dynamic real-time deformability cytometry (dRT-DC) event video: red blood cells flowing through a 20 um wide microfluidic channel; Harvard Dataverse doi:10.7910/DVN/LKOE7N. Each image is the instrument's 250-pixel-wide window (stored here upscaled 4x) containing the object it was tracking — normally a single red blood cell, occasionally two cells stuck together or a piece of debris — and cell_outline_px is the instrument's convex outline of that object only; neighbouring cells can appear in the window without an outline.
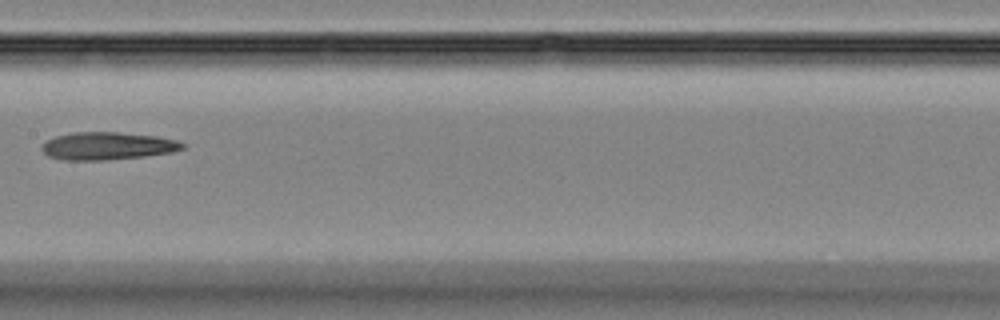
{"species": "Egyptian fruit bat (a non-hibernating species)", "species_latin": "Rousettus aegyptiacus", "temperature_condition": "room temperature", "stored_images_in_passage": 6, "camera_frame_rate_fps": 3000, "um_per_image_px": 0.085, "animal": {"sex": "female"}, "frame": {"image": 1, "passage_image": 5, "time_ms": 5.667, "image_size_px": [1000, 320], "cell_outline_px": [[184, 148], [172, 152], [144, 156], [108, 160], [60, 160], [48, 156], [40, 148], [48, 140], [56, 136], [72, 132], [116, 132], [156, 136], [176, 140], [184, 144]], "centroid_in_image_um": [9.11, 12.41], "position_along_channel_um": 198.3, "area_um2": 22.6}}
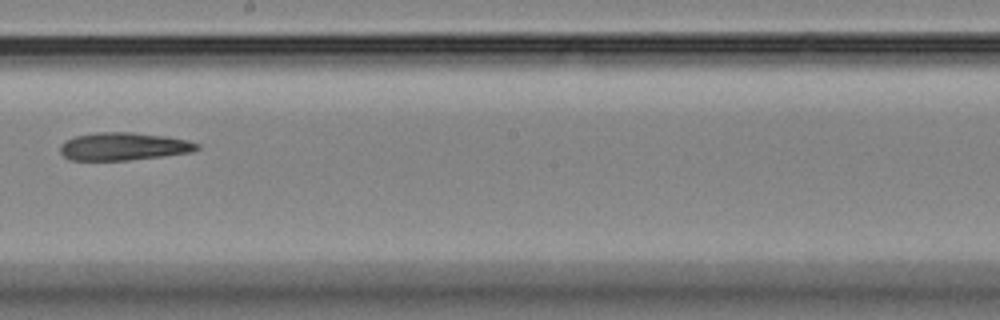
{"frame": {"image": 2, "passage_image": 6, "time_ms": 6.667, "image_size_px": [1000, 320], "cell_outline_px": [[200, 148], [192, 152], [164, 156], [128, 160], [68, 160], [60, 152], [60, 144], [64, 140], [76, 136], [96, 132], [132, 132], [168, 136], [188, 140], [200, 144]], "centroid_in_image_um": [10.51, 12.44], "position_along_channel_um": 237.7, "area_um2": 22.43}}